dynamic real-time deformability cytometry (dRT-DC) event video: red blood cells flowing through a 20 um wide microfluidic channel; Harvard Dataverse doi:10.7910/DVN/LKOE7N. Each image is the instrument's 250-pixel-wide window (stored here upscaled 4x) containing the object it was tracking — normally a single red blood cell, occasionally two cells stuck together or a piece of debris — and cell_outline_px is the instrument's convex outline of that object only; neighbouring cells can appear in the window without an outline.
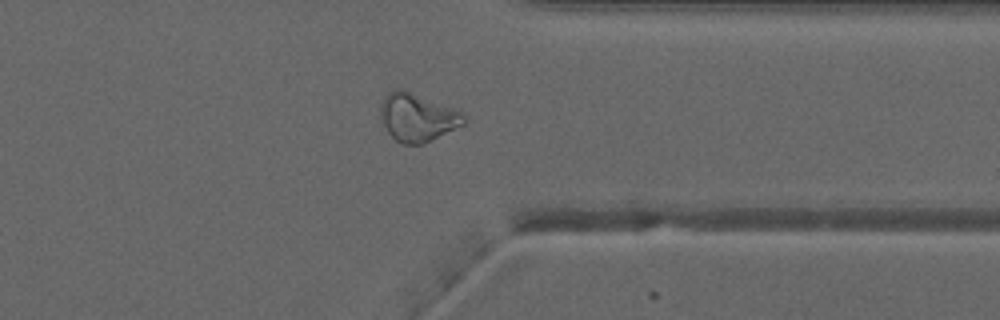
{"species": "common noctule bat (a hibernating species)", "species_latin": "Nyctalus noctula", "temperature_condition": "warm", "stored_images_in_passage": 52, "camera_frame_rate_fps": 3000, "um_per_image_px": 0.085, "animal": {"sex": "male", "forearm_length_mm": 52.5}, "frame": {"image": 1, "passage_image": 41, "time_ms": 13.333, "image_size_px": [1000, 320], "cell_outline_px": [[468, 120], [464, 124], [420, 144], [404, 144], [396, 140], [388, 132], [380, 120], [380, 104], [388, 92], [396, 88], [404, 88], [456, 108], [464, 112]], "centroid_in_image_um": [35.48, 9.92], "position_along_channel_um": 375.9, "area_um2": 23.64}}
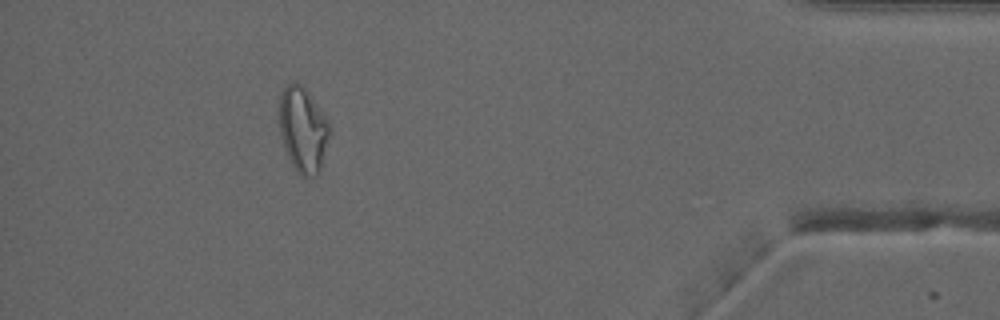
{"frame": {"image": 2, "passage_image": 47, "time_ms": 15.333, "image_size_px": [1000, 320], "cell_outline_px": [[332, 128], [320, 172], [316, 176], [300, 176], [296, 172], [284, 148], [276, 120], [280, 96], [284, 88], [288, 84], [296, 80], [304, 88], [328, 120]], "centroid_in_image_um": [25.73, 11.03], "position_along_channel_um": 409.5, "area_um2": 25.55}, "authors_computed_cell_mechanics": {"area_um2": 25.9233, "velocity_mm_per_s": 4.0549, "shape_relaxation_time_tau1_ms": null, "shape_relaxation_time_tau2_ms": 1.9372, "deformation_change_tau1": null, "deformation_change_tau2": 0.0958}}